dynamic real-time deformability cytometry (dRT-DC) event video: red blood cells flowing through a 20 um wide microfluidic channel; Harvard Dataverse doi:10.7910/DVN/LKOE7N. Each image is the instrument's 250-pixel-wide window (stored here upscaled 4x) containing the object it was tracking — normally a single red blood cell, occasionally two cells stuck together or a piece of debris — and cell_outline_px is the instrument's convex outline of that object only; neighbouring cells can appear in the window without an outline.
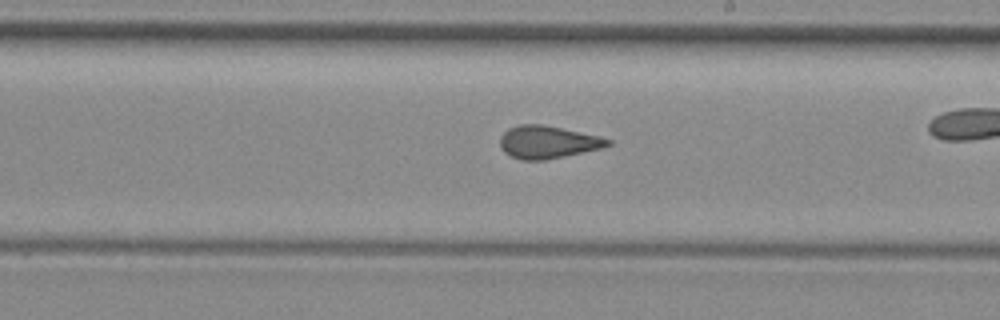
{"species": "common noctule bat (a hibernating species)", "species_latin": "Nyctalus noctula", "temperature_condition": "room temperature", "stored_images_in_passage": 39, "camera_frame_rate_fps": 3000, "um_per_image_px": 0.085, "animal": {"sex": "female", "body_mass_g": 29.2, "forearm_length_mm": 56.3}, "frame": {"image": 1, "passage_image": 28, "time_ms": 9.0, "image_size_px": [1000, 320], "cell_outline_px": [[612, 144], [600, 148], [544, 160], [520, 160], [504, 152], [500, 148], [500, 136], [508, 128], [520, 124], [544, 124], [596, 136], [612, 140]], "centroid_in_image_um": [46.49, 12.07], "position_along_channel_um": 242.5, "area_um2": 20.23}}
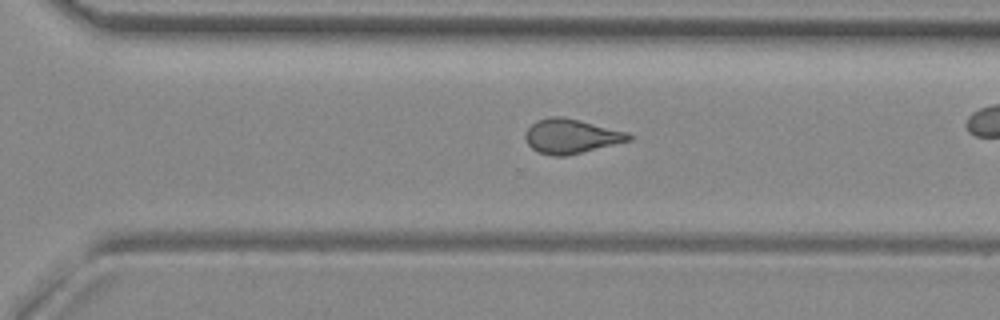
{"frame": {"image": 2, "passage_image": 34, "time_ms": 11.0, "image_size_px": [1000, 320], "cell_outline_px": [[636, 136], [632, 140], [564, 156], [552, 156], [540, 152], [532, 148], [528, 144], [524, 136], [528, 128], [536, 120], [552, 116], [564, 116], [628, 132]], "centroid_in_image_um": [48.57, 11.56], "position_along_channel_um": 322.0, "area_um2": 20.75}}